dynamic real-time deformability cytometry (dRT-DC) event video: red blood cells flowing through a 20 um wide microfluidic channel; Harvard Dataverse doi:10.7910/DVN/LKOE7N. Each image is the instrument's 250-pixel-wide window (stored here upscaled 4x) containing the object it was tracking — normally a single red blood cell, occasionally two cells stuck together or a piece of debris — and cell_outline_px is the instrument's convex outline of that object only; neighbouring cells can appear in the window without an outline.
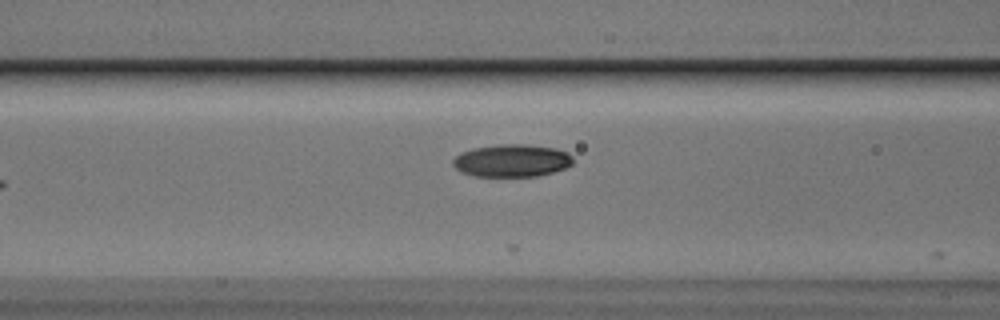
{"species": "Egyptian fruit bat (a non-hibernating species)", "species_latin": "Rousettus aegyptiacus", "temperature_condition": "cold", "stored_images_in_passage": 10, "camera_frame_rate_fps": 3000, "um_per_image_px": 0.085, "animal": {"sex": "male"}, "frame": {"image": 1, "passage_image": 3, "time_ms": 0.667, "image_size_px": [1000, 320], "cell_outline_px": [[572, 164], [564, 168], [552, 172], [536, 176], [476, 176], [460, 172], [452, 164], [452, 160], [460, 152], [472, 148], [500, 144], [528, 144], [556, 148], [568, 152], [572, 156]], "centroid_in_image_um": [43.49, 13.64], "position_along_channel_um": 123.1, "area_um2": 22.89}}
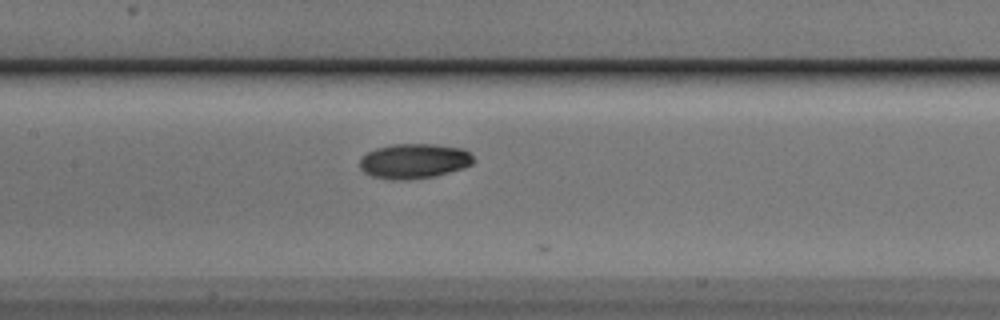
{"frame": {"image": 2, "passage_image": 7, "time_ms": 2.0, "image_size_px": [1000, 320], "cell_outline_px": [[476, 160], [472, 164], [464, 168], [432, 176], [404, 180], [392, 180], [372, 176], [364, 172], [360, 168], [360, 156], [376, 148], [392, 144], [432, 144], [464, 148]], "centroid_in_image_um": [35.19, 13.68], "position_along_channel_um": 172.2, "area_um2": 23.18}}